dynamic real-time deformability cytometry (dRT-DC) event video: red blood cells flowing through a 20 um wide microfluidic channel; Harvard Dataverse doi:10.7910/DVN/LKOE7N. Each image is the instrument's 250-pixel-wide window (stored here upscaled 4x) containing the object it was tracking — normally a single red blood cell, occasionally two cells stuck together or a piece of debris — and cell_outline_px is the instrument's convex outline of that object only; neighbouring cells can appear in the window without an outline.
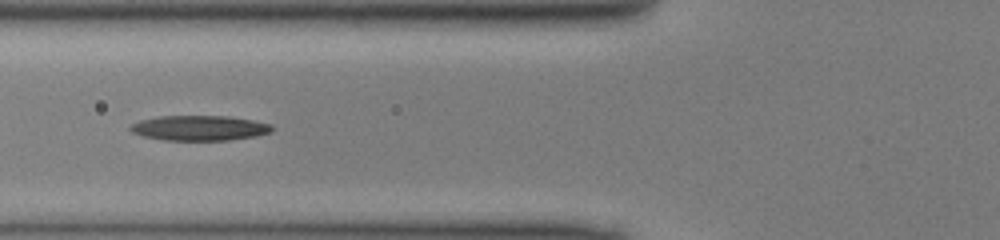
{"species": "common noctule bat (a hibernating species)", "species_latin": "Nyctalus noctula", "temperature_condition": "cold", "stored_images_in_passage": 36, "camera_frame_rate_fps": 3000, "um_per_image_px": 0.085, "animal": {"sex": "male", "body_mass_g": 13.0, "forearm_length_mm": 53.1}, "frame": {"image": 1, "passage_image": 6, "time_ms": 1.667, "image_size_px": [1000, 240], "cell_outline_px": [[276, 128], [272, 132], [256, 136], [228, 140], [164, 140], [144, 136], [132, 132], [128, 128], [132, 124], [140, 120], [160, 116], [228, 116], [252, 120], [272, 124]], "centroid_in_image_um": [17.0, 10.88], "position_along_channel_um": 108.8, "area_um2": 20.75}}
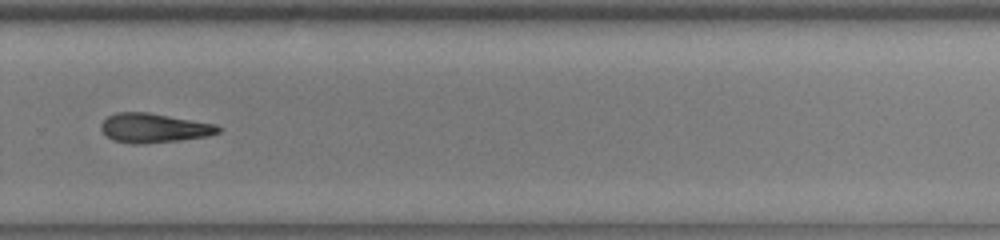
{"frame": {"image": 2, "passage_image": 21, "time_ms": 6.667, "image_size_px": [1000, 240], "cell_outline_px": [[220, 132], [208, 136], [180, 140], [140, 144], [132, 144], [112, 140], [100, 128], [100, 124], [108, 116], [116, 112], [148, 112], [216, 124], [220, 128]], "centroid_in_image_um": [13.07, 10.88], "position_along_channel_um": 316.7, "area_um2": 20.0}}
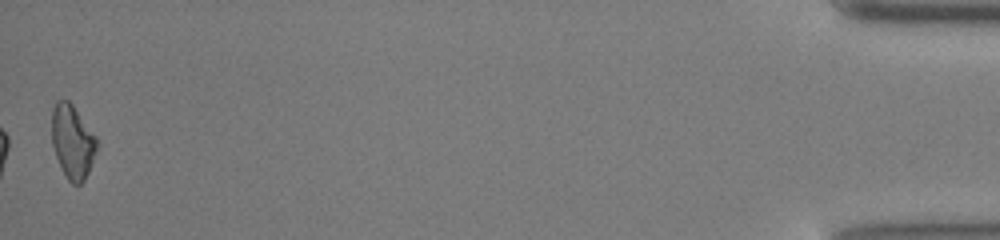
{"frame": {"image": 3, "passage_image": 36, "time_ms": 11.667, "image_size_px": [1000, 240], "cell_outline_px": [[100, 144], [88, 172], [84, 180], [80, 184], [72, 184], [68, 180], [56, 156], [52, 144], [52, 108], [56, 100], [68, 100], [72, 104], [96, 136]], "centroid_in_image_um": [6.18, 12.03], "position_along_channel_um": 429.0, "area_um2": 19.36}}